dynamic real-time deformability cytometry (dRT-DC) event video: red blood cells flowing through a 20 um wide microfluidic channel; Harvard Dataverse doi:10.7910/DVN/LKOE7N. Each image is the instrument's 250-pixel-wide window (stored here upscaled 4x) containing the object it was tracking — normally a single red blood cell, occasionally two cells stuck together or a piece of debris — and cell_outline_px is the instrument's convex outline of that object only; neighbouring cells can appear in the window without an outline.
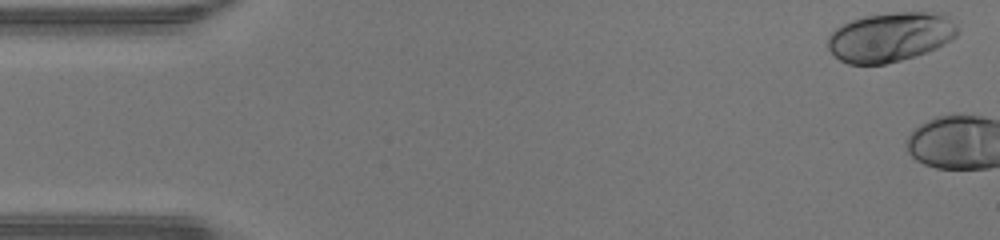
{"species": "human", "species_latin": "Homo sapiens", "temperature_condition": "warm", "stored_images_in_passage": 4, "camera_frame_rate_fps": 3000, "um_per_image_px": 0.085, "donor": {"sex": "male"}, "frame": {"image": 1, "passage_image": 1, "time_ms": 0.0, "image_size_px": [1000, 240], "cell_outline_px": [[956, 36], [952, 40], [928, 52], [916, 56], [884, 64], [848, 64], [840, 60], [828, 48], [828, 36], [836, 28], [852, 20], [864, 16], [896, 12], [944, 12], [956, 24]], "centroid_in_image_um": [75.71, 3.14], "position_along_channel_um": 9.3, "area_um2": 37.4}}